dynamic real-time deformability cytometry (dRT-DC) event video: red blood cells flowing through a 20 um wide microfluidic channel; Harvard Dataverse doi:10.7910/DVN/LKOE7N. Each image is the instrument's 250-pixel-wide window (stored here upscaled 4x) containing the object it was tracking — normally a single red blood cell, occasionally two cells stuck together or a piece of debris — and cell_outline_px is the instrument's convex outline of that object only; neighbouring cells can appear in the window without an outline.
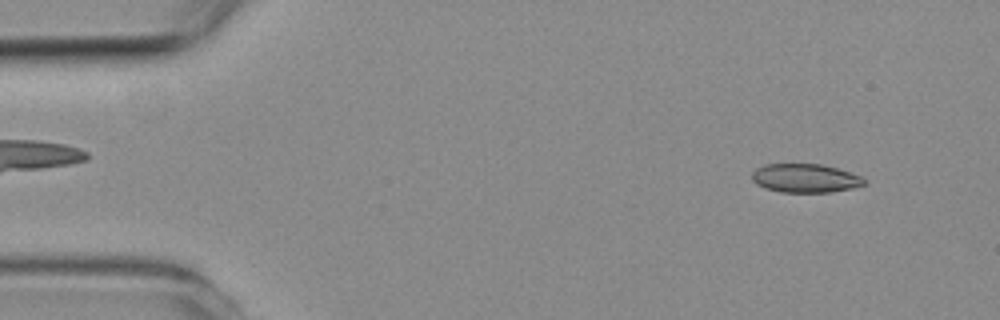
{"species": "common noctule bat (a hibernating species)", "species_latin": "Nyctalus noctula", "temperature_condition": "room temperature", "stored_images_in_passage": 4, "camera_frame_rate_fps": 3000, "um_per_image_px": 0.085, "animal": {"sex": "female", "body_mass_g": 19.3, "forearm_length_mm": 54.1}, "frame": {"image": 1, "passage_image": 1, "time_ms": 0.0, "image_size_px": [1000, 320], "cell_outline_px": [[864, 184], [852, 188], [828, 192], [780, 192], [764, 188], [756, 184], [752, 180], [752, 172], [756, 168], [764, 164], [820, 164], [836, 168], [860, 176], [864, 180]], "centroid_in_image_um": [68.37, 15.14], "position_along_channel_um": 16.6, "area_um2": 18.61}}
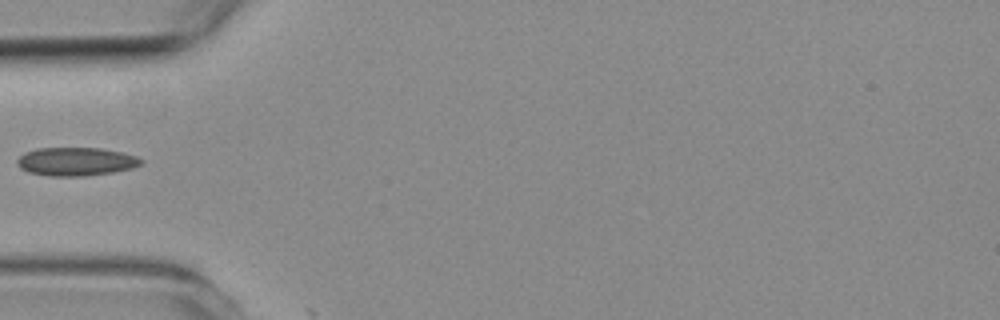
{"frame": {"image": 2, "passage_image": 4, "time_ms": 4.0, "image_size_px": [1000, 320], "cell_outline_px": [[144, 160], [140, 164], [132, 168], [112, 172], [84, 176], [52, 176], [28, 172], [20, 168], [16, 164], [16, 160], [24, 152], [36, 148], [100, 148], [120, 152], [136, 156]], "centroid_in_image_um": [6.41, 13.73], "position_along_channel_um": 78.6, "area_um2": 20.46}}